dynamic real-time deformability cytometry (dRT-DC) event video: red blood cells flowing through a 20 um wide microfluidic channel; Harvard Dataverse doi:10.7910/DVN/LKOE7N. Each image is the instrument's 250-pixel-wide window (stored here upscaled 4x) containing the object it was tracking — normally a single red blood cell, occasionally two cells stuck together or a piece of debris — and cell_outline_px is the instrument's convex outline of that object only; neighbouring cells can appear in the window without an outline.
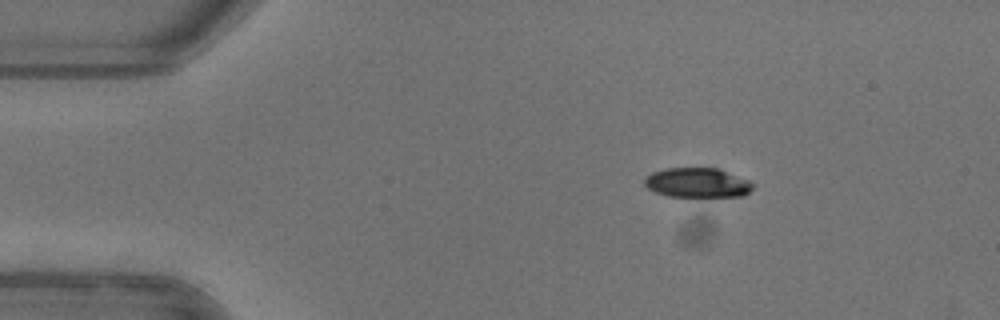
{"species": "common noctule bat (a hibernating species)", "species_latin": "Nyctalus noctula", "temperature_condition": "warm", "stored_images_in_passage": 45, "camera_frame_rate_fps": 3000, "um_per_image_px": 0.085, "animal": {"sex": "female"}, "frame": {"image": 1, "passage_image": 1, "time_ms": 0.0, "image_size_px": [1000, 320], "cell_outline_px": [[752, 188], [744, 196], [668, 196], [656, 192], [648, 188], [644, 184], [644, 176], [652, 172], [664, 168], [720, 168], [748, 180], [752, 184]], "centroid_in_image_um": [59.24, 15.51], "position_along_channel_um": 25.8, "area_um2": 18.67}}
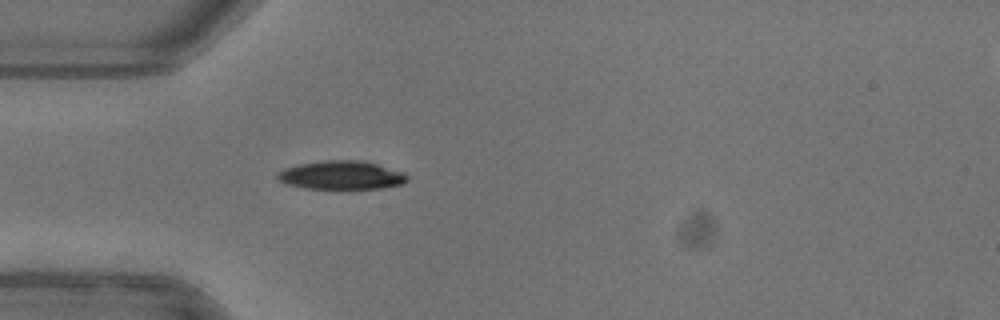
{"frame": {"image": 2, "passage_image": 8, "time_ms": 2.333, "image_size_px": [1000, 320], "cell_outline_px": [[408, 180], [404, 184], [384, 188], [304, 188], [284, 184], [276, 176], [284, 168], [296, 164], [324, 160], [360, 160], [376, 164], [404, 172], [408, 176]], "centroid_in_image_um": [29.02, 14.88], "position_along_channel_um": 56.0, "area_um2": 21.62}}
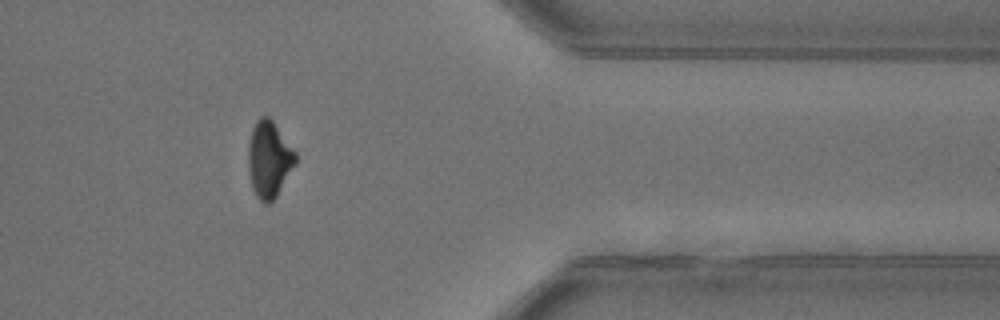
{"frame": {"image": 3, "passage_image": 35, "time_ms": 11.333, "image_size_px": [1000, 320], "cell_outline_px": [[296, 164], [276, 196], [268, 204], [264, 204], [256, 196], [252, 188], [248, 172], [248, 144], [252, 128], [256, 120], [260, 116], [268, 116], [272, 120], [296, 152]], "centroid_in_image_um": [22.85, 13.54], "position_along_channel_um": 388.5, "area_um2": 21.15}, "authors_computed_cell_mechanics": {"area_um2": 21.6172, "velocity_mm_per_s": 3.9817, "shape_relaxation_time_tau1_ms": 2.435, "shape_relaxation_time_tau2_ms": null, "deformation_change_tau1": 0.1287, "deformation_change_tau2": null}}